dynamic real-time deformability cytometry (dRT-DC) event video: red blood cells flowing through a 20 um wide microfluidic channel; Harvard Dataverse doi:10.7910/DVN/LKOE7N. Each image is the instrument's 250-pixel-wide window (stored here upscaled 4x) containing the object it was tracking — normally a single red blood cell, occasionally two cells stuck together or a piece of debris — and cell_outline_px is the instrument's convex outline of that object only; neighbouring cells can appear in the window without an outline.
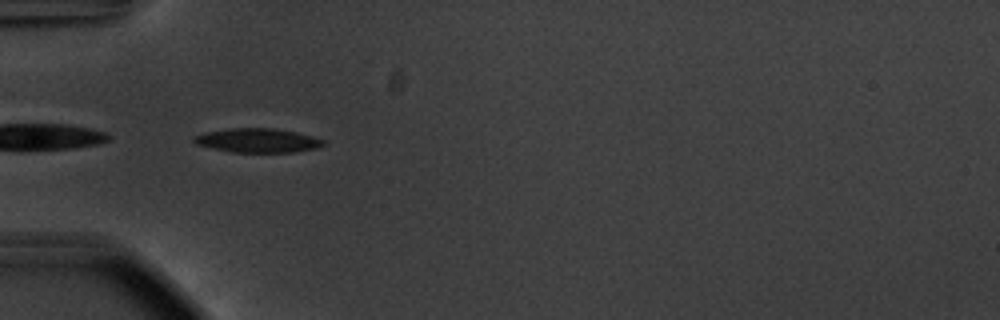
{"species": "common noctule bat (a hibernating species)", "species_latin": "Nyctalus noctula", "temperature_condition": "warm", "stored_images_in_passage": 33, "camera_frame_rate_fps": 3000, "um_per_image_px": 0.085, "animal": {"sex": "male", "body_mass_g": 20.1, "forearm_length_mm": 53.5}, "frame": {"image": 1, "passage_image": 1, "time_ms": 0.0, "image_size_px": [1000, 320], "cell_outline_px": [[324, 144], [316, 148], [292, 152], [232, 152], [212, 148], [196, 144], [192, 140], [192, 136], [204, 132], [228, 128], [276, 128], [296, 132], [312, 136], [324, 140]], "centroid_in_image_um": [21.85, 11.93], "position_along_channel_um": 63.2, "area_um2": 18.21}, "authors_computed_cell_mechanics": {"area_um2": 18.3804, "velocity_mm_per_s": 3.7443, "shape_relaxation_time_tau1_ms": 2.0713, "shape_relaxation_time_tau2_ms": 2.0092, "deformation_change_tau1": 0.1494, "deformation_change_tau2": 0.0703}}